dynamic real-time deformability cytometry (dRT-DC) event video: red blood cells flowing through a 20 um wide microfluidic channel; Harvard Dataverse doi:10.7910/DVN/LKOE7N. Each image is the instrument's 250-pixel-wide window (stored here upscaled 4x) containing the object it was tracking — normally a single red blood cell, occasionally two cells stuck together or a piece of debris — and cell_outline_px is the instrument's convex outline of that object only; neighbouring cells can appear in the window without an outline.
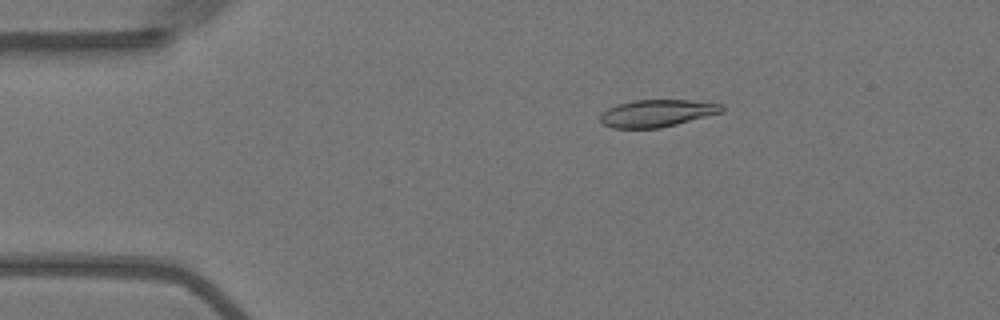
{"species": "Egyptian fruit bat (a non-hibernating species)", "species_latin": "Rousettus aegyptiacus", "temperature_condition": "warm", "stored_images_in_passage": 56, "camera_frame_rate_fps": 3000, "um_per_image_px": 0.085, "animal": {"sex": "female"}, "frame": {"image": 1, "passage_image": 10, "time_ms": 3.0, "image_size_px": [1000, 320], "cell_outline_px": [[724, 112], [660, 128], [612, 128], [604, 124], [600, 120], [600, 116], [608, 108], [632, 100], [688, 100], [724, 104]], "centroid_in_image_um": [55.88, 9.62], "position_along_channel_um": 29.1, "area_um2": 19.19}}
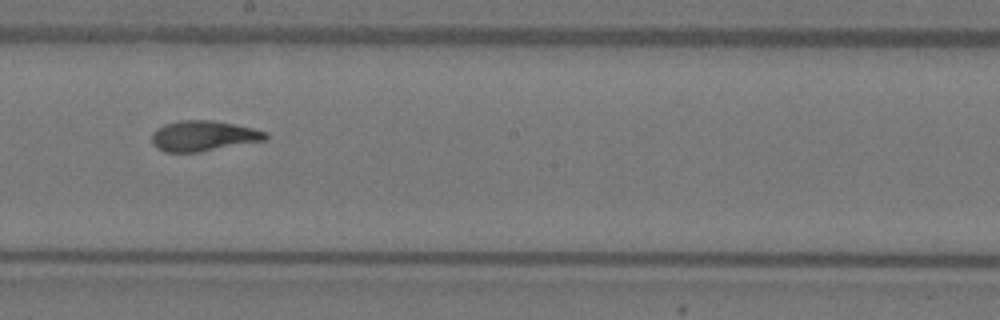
{"frame": {"image": 2, "passage_image": 31, "time_ms": 10.0, "image_size_px": [1000, 320], "cell_outline_px": [[268, 140], [200, 152], [164, 152], [156, 148], [152, 144], [152, 132], [156, 128], [164, 124], [180, 120], [212, 120], [252, 128], [268, 132]], "centroid_in_image_um": [17.28, 11.56], "position_along_channel_um": 230.9, "area_um2": 20.4}}
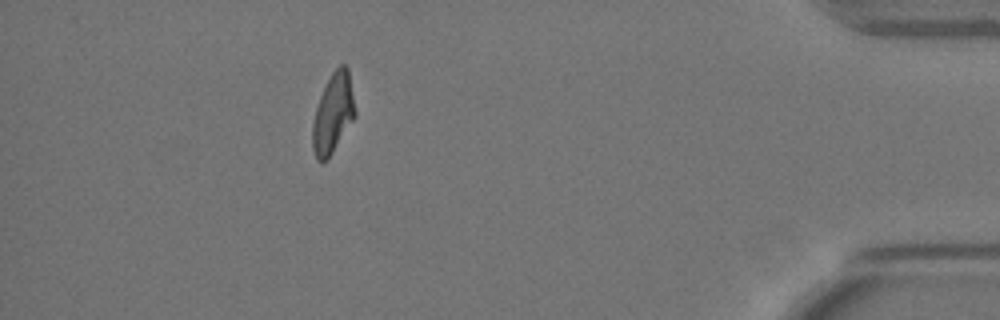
{"frame": {"image": 3, "passage_image": 50, "time_ms": 16.333, "image_size_px": [1000, 320], "cell_outline_px": [[356, 116], [328, 160], [316, 160], [312, 148], [312, 124], [316, 108], [320, 96], [332, 72], [340, 64], [344, 64], [348, 68], [356, 112]], "centroid_in_image_um": [28.31, 9.66], "position_along_channel_um": 406.9, "area_um2": 19.77}, "authors_computed_cell_mechanics": {"area_um2": 19.9699, "velocity_mm_per_s": 3.6171, "shape_relaxation_time_tau1_ms": 6.1476, "shape_relaxation_time_tau2_ms": 1.7652, "deformation_change_tau1": 0.222, "deformation_change_tau2": 0.0918}}